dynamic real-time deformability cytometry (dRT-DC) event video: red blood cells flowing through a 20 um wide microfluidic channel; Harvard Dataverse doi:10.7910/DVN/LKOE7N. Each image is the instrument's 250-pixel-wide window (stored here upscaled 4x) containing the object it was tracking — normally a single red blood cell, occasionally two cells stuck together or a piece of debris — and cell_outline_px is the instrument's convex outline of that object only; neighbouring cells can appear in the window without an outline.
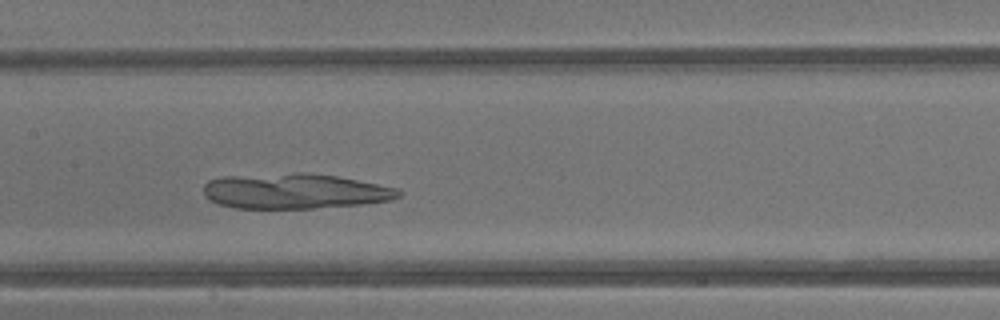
{"species": "common noctule bat (a hibernating species)", "species_latin": "Nyctalus noctula", "temperature_condition": "warm", "stored_images_in_passage": 30, "camera_frame_rate_fps": 3000, "um_per_image_px": 0.085, "animal": {"sex": "male", "body_mass_g": 13.3}, "frame": {"image": 1, "passage_image": 15, "time_ms": 4.667, "image_size_px": [1000, 320], "cell_outline_px": [[404, 192], [400, 196], [392, 200], [368, 204], [312, 208], [232, 208], [208, 200], [204, 196], [204, 184], [208, 180], [224, 176], [296, 172], [304, 172], [336, 176], [396, 188]], "centroid_in_image_um": [25.05, 16.25], "position_along_channel_um": 182.4, "area_um2": 40.34}}
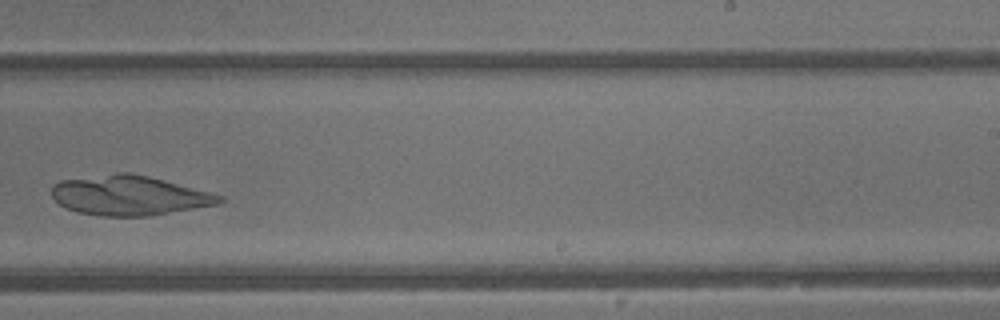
{"frame": {"image": 2, "passage_image": 21, "time_ms": 6.667, "image_size_px": [1000, 320], "cell_outline_px": [[224, 200], [220, 204], [148, 216], [100, 216], [76, 212], [60, 204], [52, 196], [52, 184], [60, 180], [116, 172], [128, 172], [148, 176], [164, 180], [224, 196]], "centroid_in_image_um": [10.97, 16.61], "position_along_channel_um": 278.0, "area_um2": 38.84}}
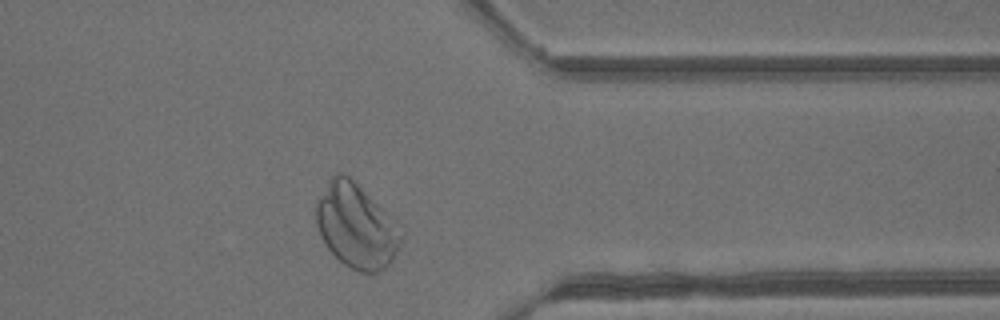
{"frame": {"image": 3, "passage_image": 28, "time_ms": 9.0, "image_size_px": [1000, 320], "cell_outline_px": [[404, 240], [392, 260], [380, 272], [360, 272], [344, 264], [324, 244], [316, 224], [316, 204], [328, 180], [336, 172], [344, 172], [404, 232]], "centroid_in_image_um": [30.27, 19.24], "position_along_channel_um": 381.1, "area_um2": 40.92}}